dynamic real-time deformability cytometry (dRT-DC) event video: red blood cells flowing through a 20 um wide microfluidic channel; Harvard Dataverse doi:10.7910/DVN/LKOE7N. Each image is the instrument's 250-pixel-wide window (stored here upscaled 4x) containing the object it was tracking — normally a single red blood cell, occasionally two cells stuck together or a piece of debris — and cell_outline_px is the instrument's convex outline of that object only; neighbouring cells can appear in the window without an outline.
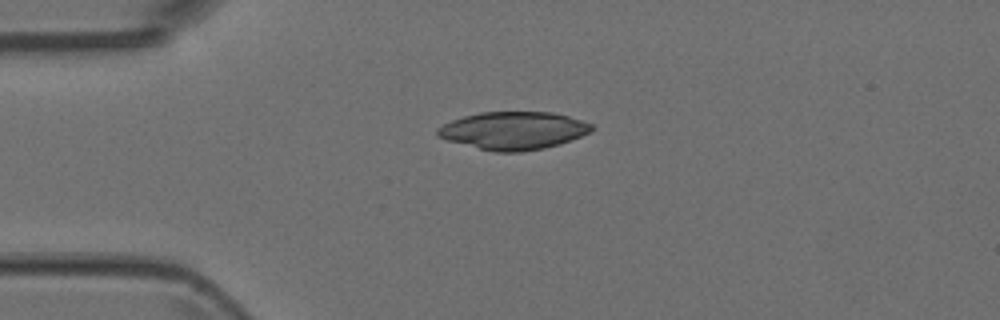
{"species": "Egyptian fruit bat (a non-hibernating species)", "species_latin": "Rousettus aegyptiacus", "temperature_condition": "room temperature", "stored_images_in_passage": 2, "camera_frame_rate_fps": 3000, "um_per_image_px": 0.085, "animal": {"sex": "female"}, "frame": {"image": 1, "passage_image": 1, "time_ms": 0.0, "image_size_px": [1000, 320], "cell_outline_px": [[596, 128], [592, 132], [560, 144], [544, 148], [520, 152], [496, 152], [448, 140], [436, 136], [436, 128], [452, 120], [464, 116], [480, 112], [552, 112], [568, 116], [592, 124]], "centroid_in_image_um": [43.67, 11.09], "position_along_channel_um": 41.3, "area_um2": 33.87}}